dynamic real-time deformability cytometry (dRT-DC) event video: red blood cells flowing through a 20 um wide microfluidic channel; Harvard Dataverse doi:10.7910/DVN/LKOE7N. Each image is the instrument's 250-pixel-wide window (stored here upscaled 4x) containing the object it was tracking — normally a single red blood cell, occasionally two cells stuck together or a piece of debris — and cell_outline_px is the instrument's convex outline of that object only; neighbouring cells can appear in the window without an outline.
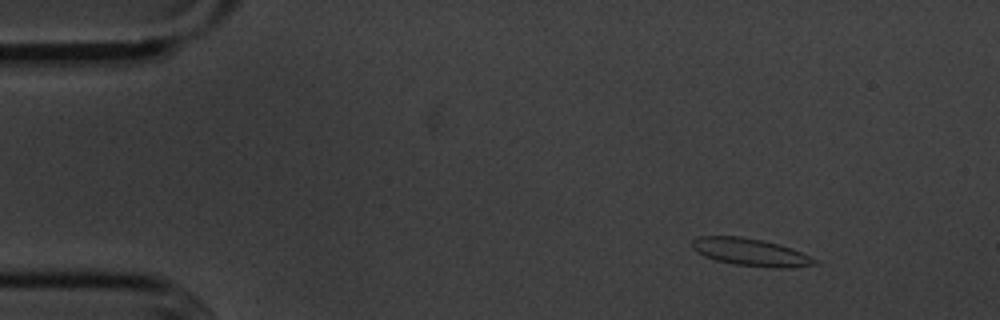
{"species": "common noctule bat (a hibernating species)", "species_latin": "Nyctalus noctula", "temperature_condition": "cold", "stored_images_in_passage": 4, "segment_of_instrument_passage": [1, 2], "camera_frame_rate_fps": 3000, "um_per_image_px": 0.085, "animal": {"sex": "male", "body_mass_g": 20.1, "forearm_length_mm": 53.5}, "frame": {"image": 1, "passage_image": 1, "time_ms": 0.0, "image_size_px": [1000, 320], "cell_outline_px": [[820, 264], [796, 268], [772, 268], [736, 264], [716, 260], [704, 256], [692, 248], [692, 240], [700, 236], [740, 236], [780, 244], [792, 248], [816, 260]], "centroid_in_image_um": [63.83, 21.44], "position_along_channel_um": 21.2, "area_um2": 19.59}}